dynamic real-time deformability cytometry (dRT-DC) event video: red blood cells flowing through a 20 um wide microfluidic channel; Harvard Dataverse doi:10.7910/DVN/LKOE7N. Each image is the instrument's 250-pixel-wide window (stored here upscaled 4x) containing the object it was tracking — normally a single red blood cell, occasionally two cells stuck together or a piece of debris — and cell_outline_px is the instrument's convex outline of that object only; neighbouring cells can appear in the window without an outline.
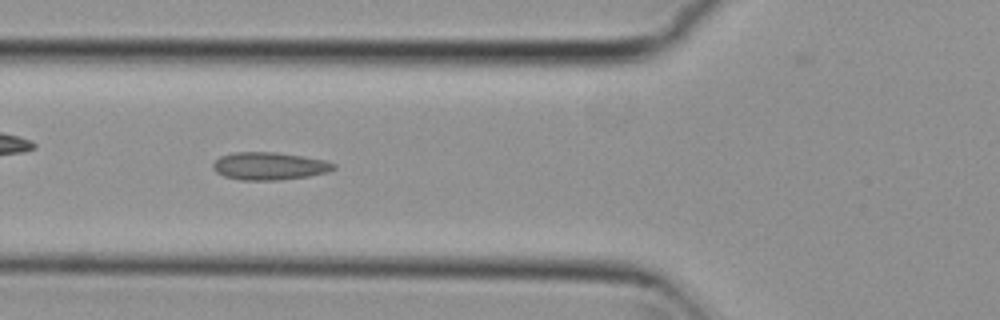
{"species": "common noctule bat (a hibernating species)", "species_latin": "Nyctalus noctula", "temperature_condition": "cold", "stored_images_in_passage": 48, "camera_frame_rate_fps": 3000, "um_per_image_px": 0.085, "animal": {"sex": "female", "body_mass_g": 29.2, "forearm_length_mm": 56.3}, "frame": {"image": 1, "passage_image": 19, "time_ms": 6.0, "image_size_px": [1000, 320], "cell_outline_px": [[336, 168], [328, 172], [308, 176], [276, 180], [240, 180], [224, 176], [216, 172], [212, 168], [212, 164], [220, 156], [236, 152], [276, 152], [304, 156], [328, 160], [336, 164]], "centroid_in_image_um": [22.92, 14.11], "position_along_channel_um": 102.9, "area_um2": 19.59}}
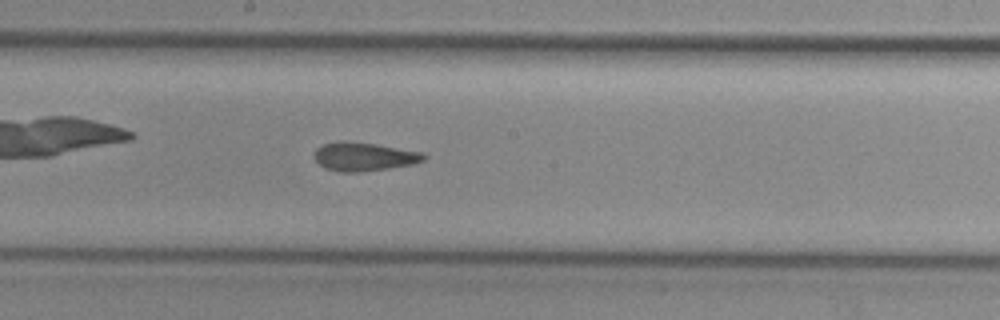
{"frame": {"image": 2, "passage_image": 28, "time_ms": 9.0, "image_size_px": [1000, 320], "cell_outline_px": [[428, 156], [424, 160], [412, 164], [388, 168], [360, 172], [340, 172], [324, 168], [312, 156], [312, 152], [316, 148], [324, 144], [340, 140], [344, 140], [376, 144], [424, 152]], "centroid_in_image_um": [30.91, 13.3], "position_along_channel_um": 217.3, "area_um2": 18.5}}
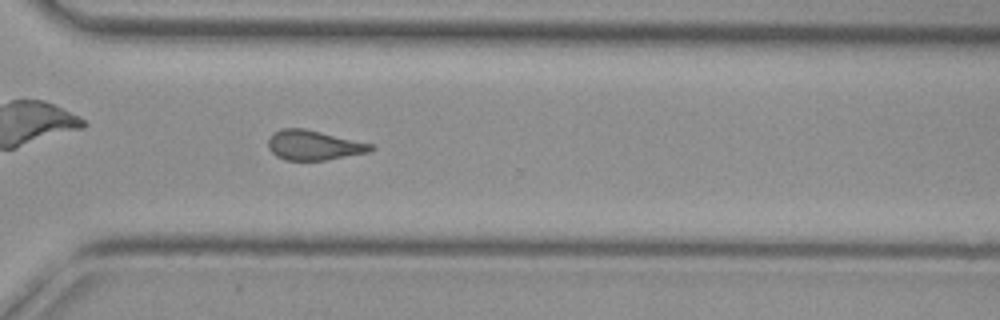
{"frame": {"image": 3, "passage_image": 38, "time_ms": 12.333, "image_size_px": [1000, 320], "cell_outline_px": [[376, 148], [368, 152], [324, 160], [284, 160], [276, 156], [268, 148], [268, 136], [272, 132], [280, 128], [304, 128], [372, 144]], "centroid_in_image_um": [26.6, 12.33], "position_along_channel_um": 344.0, "area_um2": 17.8}, "authors_computed_cell_mechanics": {"area_um2": 18.5249, "velocity_mm_per_s": 3.8052, "shape_relaxation_time_tau1_ms": null, "shape_relaxation_time_tau2_ms": 2.9583, "deformation_change_tau1": null, "deformation_change_tau2": 0.0998}}